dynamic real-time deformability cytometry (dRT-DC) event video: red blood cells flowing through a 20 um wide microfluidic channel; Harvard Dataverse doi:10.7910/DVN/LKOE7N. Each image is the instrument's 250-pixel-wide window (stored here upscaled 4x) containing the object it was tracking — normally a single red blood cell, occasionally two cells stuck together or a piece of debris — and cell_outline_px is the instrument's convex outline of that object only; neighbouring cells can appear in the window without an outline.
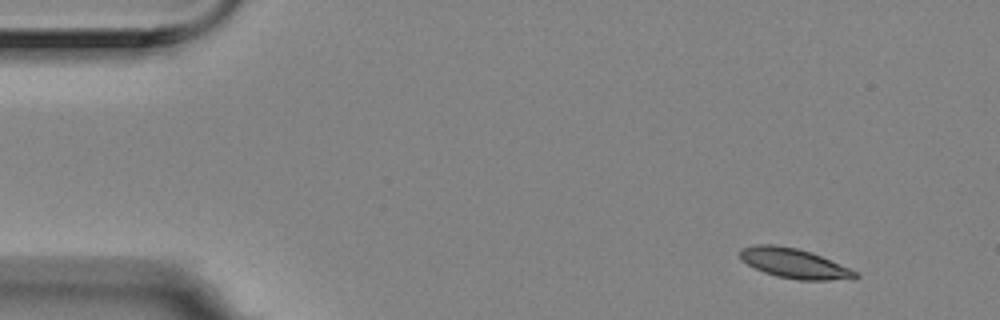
{"species": "Egyptian fruit bat (a non-hibernating species)", "species_latin": "Rousettus aegyptiacus", "temperature_condition": "room temperature", "stored_images_in_passage": 4, "camera_frame_rate_fps": 3000, "um_per_image_px": 0.085, "animal": {"sex": "female"}, "frame": {"image": 1, "passage_image": 1, "time_ms": 0.0, "image_size_px": [1000, 320], "cell_outline_px": [[860, 276], [856, 280], [800, 280], [776, 276], [764, 272], [740, 260], [740, 248], [756, 244], [772, 244], [796, 248], [812, 252], [848, 268], [856, 272]], "centroid_in_image_um": [67.52, 22.39], "position_along_channel_um": 17.5, "area_um2": 20.06}}
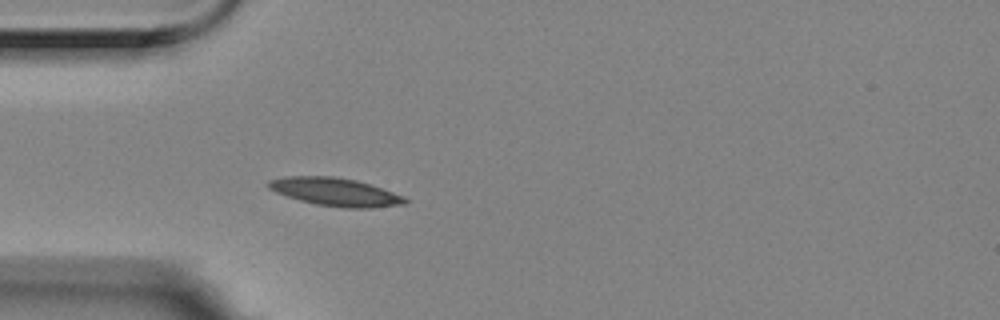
{"frame": {"image": 2, "passage_image": 4, "time_ms": 1.0, "image_size_px": [1000, 320], "cell_outline_px": [[408, 204], [372, 208], [344, 208], [316, 204], [300, 200], [276, 192], [268, 188], [264, 184], [268, 180], [284, 176], [332, 176], [356, 180], [404, 196], [408, 200]], "centroid_in_image_um": [28.48, 16.31], "position_along_channel_um": 56.5, "area_um2": 22.37}}